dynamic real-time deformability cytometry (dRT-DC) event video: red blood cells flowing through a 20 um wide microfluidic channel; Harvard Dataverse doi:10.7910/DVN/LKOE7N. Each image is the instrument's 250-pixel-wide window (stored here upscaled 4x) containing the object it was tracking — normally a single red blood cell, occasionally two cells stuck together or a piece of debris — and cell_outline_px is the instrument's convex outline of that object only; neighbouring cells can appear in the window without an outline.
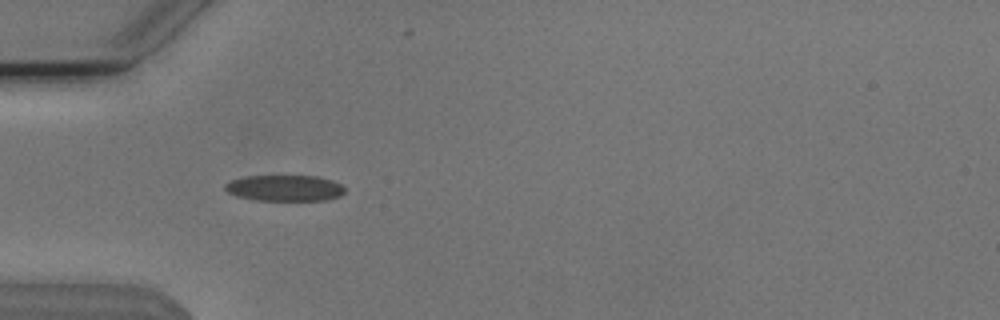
{"species": "Egyptian fruit bat (a non-hibernating species)", "species_latin": "Rousettus aegyptiacus", "temperature_condition": "cold", "stored_images_in_passage": 54, "camera_frame_rate_fps": 3000, "um_per_image_px": 0.085, "animal": {"sex": "male"}, "frame": {"image": 1, "passage_image": 17, "time_ms": 5.333, "image_size_px": [1000, 320], "cell_outline_px": [[344, 192], [340, 196], [328, 200], [256, 200], [236, 196], [228, 192], [224, 188], [224, 184], [232, 180], [244, 176], [316, 176], [332, 180], [340, 184], [344, 188]], "centroid_in_image_um": [24.19, 15.98], "position_along_channel_um": 60.8, "area_um2": 18.15}}
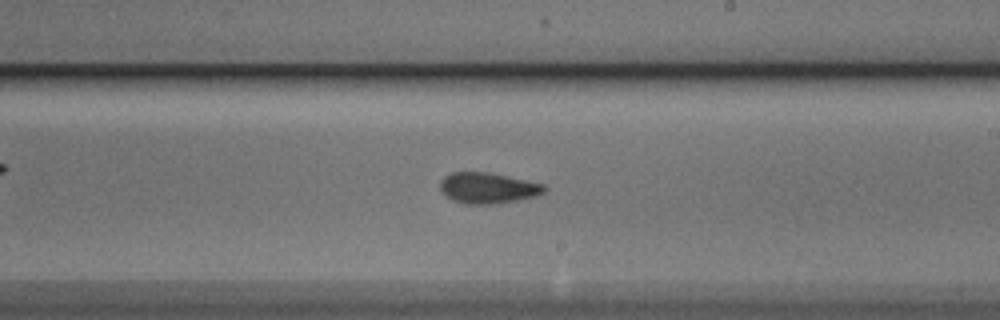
{"frame": {"image": 2, "passage_image": 32, "time_ms": 10.333, "image_size_px": [1000, 320], "cell_outline_px": [[548, 188], [544, 192], [536, 196], [496, 204], [464, 204], [452, 200], [440, 188], [440, 180], [444, 176], [452, 172], [484, 172], [544, 184]], "centroid_in_image_um": [41.46, 15.99], "position_along_channel_um": 247.5, "area_um2": 18.5}}
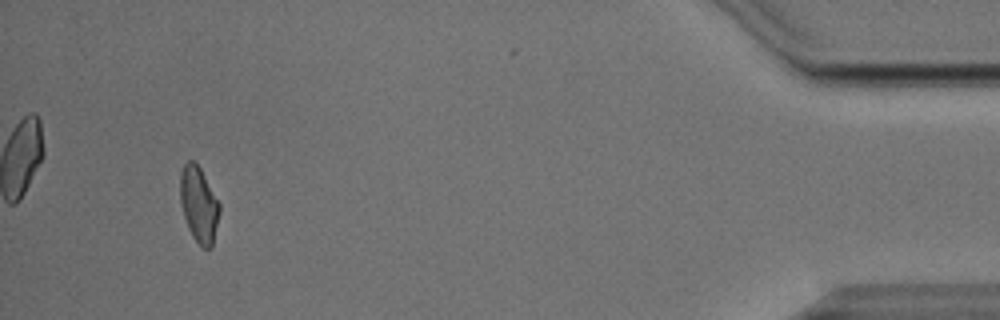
{"frame": {"image": 3, "passage_image": 51, "time_ms": 16.667, "image_size_px": [1000, 320], "cell_outline_px": [[220, 212], [212, 248], [204, 248], [192, 236], [188, 228], [180, 204], [180, 172], [184, 164], [188, 160], [192, 160], [200, 168], [220, 204]], "centroid_in_image_um": [16.9, 17.38], "position_along_channel_um": 418.3, "area_um2": 17.28}, "authors_computed_cell_mechanics": {"area_um2": 17.918, "velocity_mm_per_s": 3.8072, "shape_relaxation_time_tau1_ms": 6.0213, "shape_relaxation_time_tau2_ms": 1.7213, "deformation_change_tau1": 0.1584, "deformation_change_tau2": 0.0813}}